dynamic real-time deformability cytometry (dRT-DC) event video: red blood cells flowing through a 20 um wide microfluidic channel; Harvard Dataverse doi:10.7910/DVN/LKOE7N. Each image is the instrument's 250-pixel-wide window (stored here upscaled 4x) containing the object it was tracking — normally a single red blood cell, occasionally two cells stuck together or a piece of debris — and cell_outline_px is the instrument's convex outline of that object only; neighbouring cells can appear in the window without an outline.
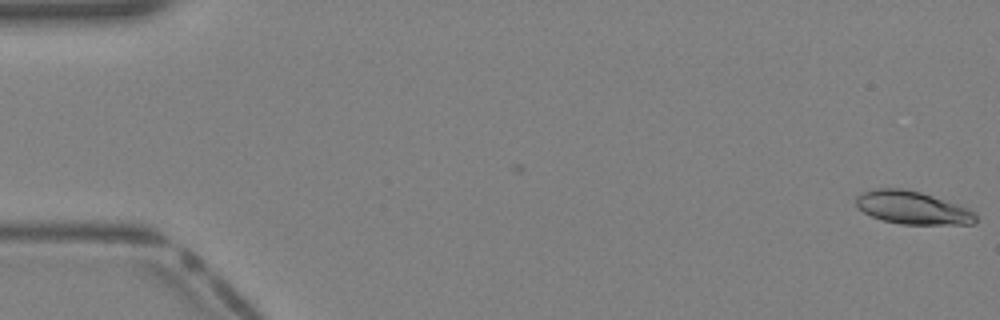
{"species": "Egyptian fruit bat (a non-hibernating species)", "species_latin": "Rousettus aegyptiacus", "temperature_condition": "warm", "stored_images_in_passage": 10, "camera_frame_rate_fps": 3000, "um_per_image_px": 0.085, "animal": {"sex": "female"}, "frame": {"image": 1, "passage_image": 1, "time_ms": 0.0, "image_size_px": [1000, 320], "cell_outline_px": [[976, 220], [972, 224], [900, 224], [884, 220], [872, 216], [864, 212], [856, 204], [856, 196], [864, 192], [876, 188], [900, 188], [920, 192], [968, 208], [976, 212]], "centroid_in_image_um": [77.57, 17.66], "position_along_channel_um": 7.4, "area_um2": 22.66}}